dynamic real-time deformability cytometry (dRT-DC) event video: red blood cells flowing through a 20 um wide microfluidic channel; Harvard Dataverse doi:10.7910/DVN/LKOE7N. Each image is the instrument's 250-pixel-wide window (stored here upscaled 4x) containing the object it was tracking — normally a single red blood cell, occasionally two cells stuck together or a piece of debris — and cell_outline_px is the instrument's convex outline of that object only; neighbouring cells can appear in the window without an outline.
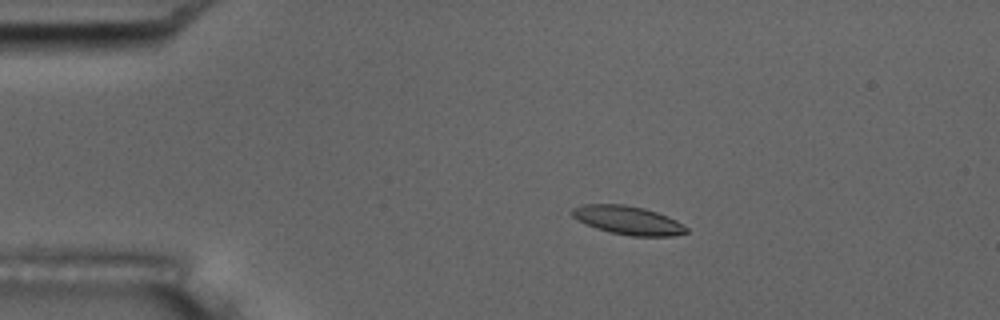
{"species": "common noctule bat (a hibernating species)", "species_latin": "Nyctalus noctula", "temperature_condition": "room temperature", "stored_images_in_passage": 56, "camera_frame_rate_fps": 3000, "um_per_image_px": 0.085, "animal": {"sex": "male", "body_mass_g": 17.5, "forearm_length_mm": 52.3}, "frame": {"image": 1, "passage_image": 11, "time_ms": 3.333, "image_size_px": [1000, 320], "cell_outline_px": [[688, 232], [672, 236], [632, 236], [612, 232], [596, 228], [576, 220], [568, 212], [572, 208], [580, 204], [624, 204], [644, 208], [668, 216], [676, 220], [688, 228]], "centroid_in_image_um": [53.33, 18.71], "position_along_channel_um": 31.7, "area_um2": 19.13}}
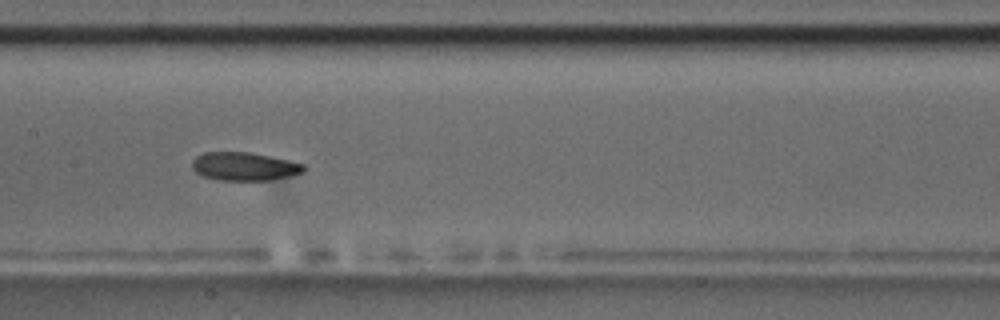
{"frame": {"image": 2, "passage_image": 28, "time_ms": 9.0, "image_size_px": [1000, 320], "cell_outline_px": [[304, 168], [300, 172], [288, 176], [268, 180], [220, 180], [204, 176], [196, 172], [192, 168], [192, 160], [196, 156], [204, 152], [248, 152], [268, 156], [304, 164]], "centroid_in_image_um": [20.69, 14.14], "position_along_channel_um": 186.7, "area_um2": 18.03}}
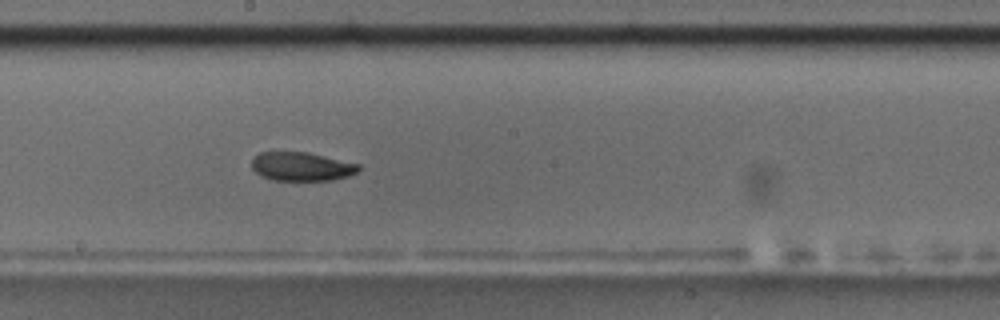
{"frame": {"image": 3, "passage_image": 31, "time_ms": 10.0, "image_size_px": [1000, 320], "cell_outline_px": [[360, 168], [356, 172], [348, 176], [332, 180], [272, 180], [260, 176], [252, 168], [252, 160], [260, 152], [308, 152], [360, 164]], "centroid_in_image_um": [25.63, 14.15], "position_along_channel_um": 222.6, "area_um2": 17.86}, "authors_computed_cell_mechanics": {"area_um2": 18.8428, "velocity_mm_per_s": 3.6191, "shape_relaxation_time_tau1_ms": 6.3809, "shape_relaxation_time_tau2_ms": 2.9625, "deformation_change_tau1": 0.1489, "deformation_change_tau2": 0.0784}}